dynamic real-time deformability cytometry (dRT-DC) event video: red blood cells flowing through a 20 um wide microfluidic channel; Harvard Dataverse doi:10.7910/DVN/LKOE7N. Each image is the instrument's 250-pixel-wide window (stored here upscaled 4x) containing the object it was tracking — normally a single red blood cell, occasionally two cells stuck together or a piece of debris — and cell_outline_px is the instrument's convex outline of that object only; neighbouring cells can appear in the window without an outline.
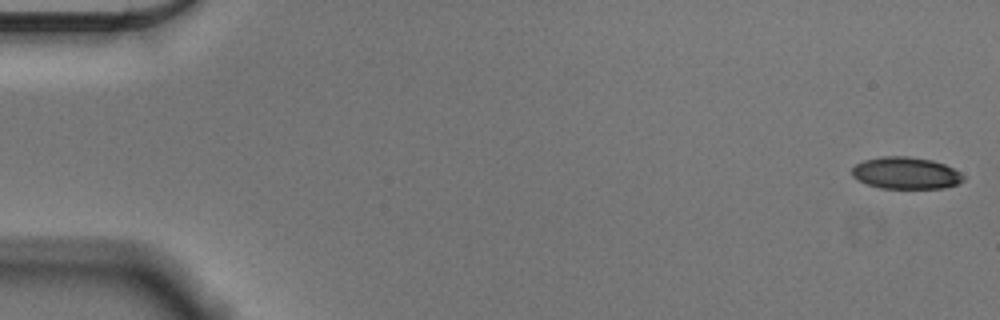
{"species": "Egyptian fruit bat (a non-hibernating species)", "species_latin": "Rousettus aegyptiacus", "temperature_condition": "cold", "stored_images_in_passage": 55, "camera_frame_rate_fps": 3000, "um_per_image_px": 0.085, "animal": {"sex": "male"}, "frame": {"image": 1, "passage_image": 1, "time_ms": 0.0, "image_size_px": [1000, 320], "cell_outline_px": [[964, 180], [956, 184], [944, 188], [880, 188], [868, 184], [852, 176], [852, 168], [856, 164], [864, 160], [880, 156], [908, 156], [932, 160], [944, 164], [960, 172], [964, 176]], "centroid_in_image_um": [77.0, 14.7], "position_along_channel_um": 8.0, "area_um2": 20.63}}
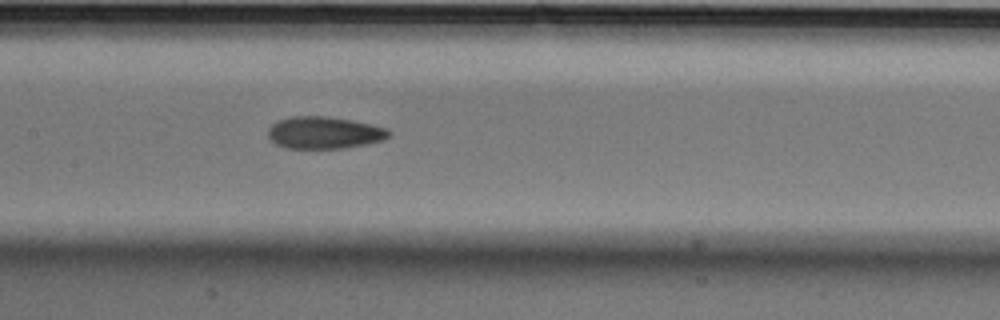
{"frame": {"image": 2, "passage_image": 27, "time_ms": 8.667, "image_size_px": [1000, 320], "cell_outline_px": [[392, 132], [384, 140], [368, 144], [344, 148], [284, 148], [268, 140], [268, 128], [276, 120], [292, 116], [328, 116], [352, 120], [372, 124], [388, 128]], "centroid_in_image_um": [27.55, 11.27], "position_along_channel_um": 179.8, "area_um2": 23.0}}
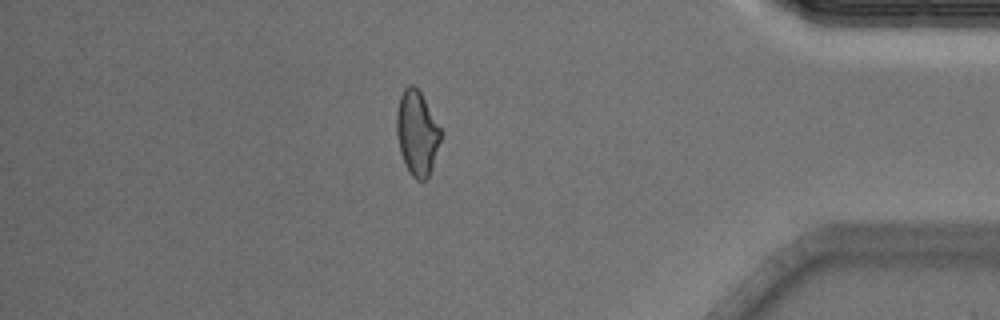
{"frame": {"image": 3, "passage_image": 48, "time_ms": 15.667, "image_size_px": [1000, 320], "cell_outline_px": [[444, 132], [432, 168], [428, 176], [424, 180], [416, 180], [408, 172], [404, 164], [400, 152], [396, 132], [396, 112], [400, 96], [404, 88], [408, 84], [412, 84], [420, 92]], "centroid_in_image_um": [35.46, 11.32], "position_along_channel_um": 399.7, "area_um2": 22.14}, "authors_computed_cell_mechanics": {"area_um2": 22.1952, "velocity_mm_per_s": 3.6197, "shape_relaxation_time_tau1_ms": 4.4962, "shape_relaxation_time_tau2_ms": 3.8532, "deformation_change_tau1": 0.1207, "deformation_change_tau2": 0.1089}}